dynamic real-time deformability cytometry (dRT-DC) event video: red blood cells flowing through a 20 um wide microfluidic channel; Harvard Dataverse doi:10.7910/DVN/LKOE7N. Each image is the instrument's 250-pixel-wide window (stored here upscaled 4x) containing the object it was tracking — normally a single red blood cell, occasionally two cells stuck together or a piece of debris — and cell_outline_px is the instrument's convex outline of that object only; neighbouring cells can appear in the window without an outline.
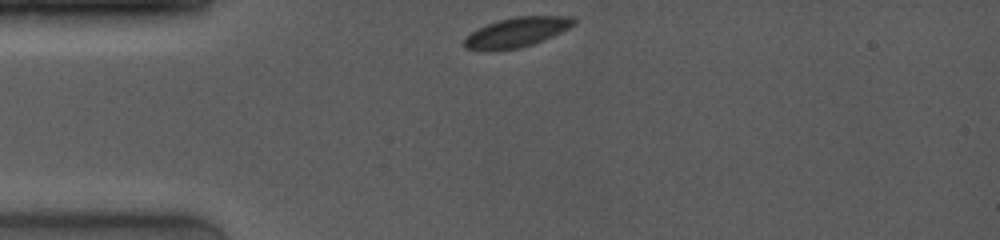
{"species": "common noctule bat (a hibernating species)", "species_latin": "Nyctalus noctula", "temperature_condition": "room temperature", "stored_images_in_passage": 23, "camera_frame_rate_fps": 4000, "um_per_image_px": 0.085, "animal": {"sex": "female", "body_mass_g": 19.0, "forearm_length_mm": 53.3}, "frame": {"image": 1, "passage_image": 1, "time_ms": 0.0, "image_size_px": [1000, 240], "cell_outline_px": [[576, 24], [552, 36], [532, 44], [520, 48], [464, 48], [460, 44], [472, 32], [488, 24], [500, 20], [516, 16], [572, 16], [576, 20]], "centroid_in_image_um": [43.99, 2.7], "position_along_channel_um": 41.0, "area_um2": 18.21}}
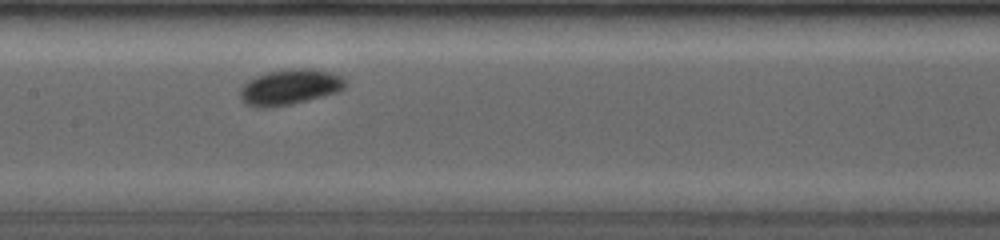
{"frame": {"image": 2, "passage_image": 12, "time_ms": 4.25, "image_size_px": [1000, 240], "cell_outline_px": [[344, 88], [340, 92], [292, 104], [268, 108], [256, 108], [248, 104], [240, 96], [240, 88], [248, 80], [256, 76], [268, 72], [288, 68], [308, 68], [332, 72], [340, 76], [344, 80]], "centroid_in_image_um": [24.63, 7.4], "position_along_channel_um": 182.8, "area_um2": 21.85}}
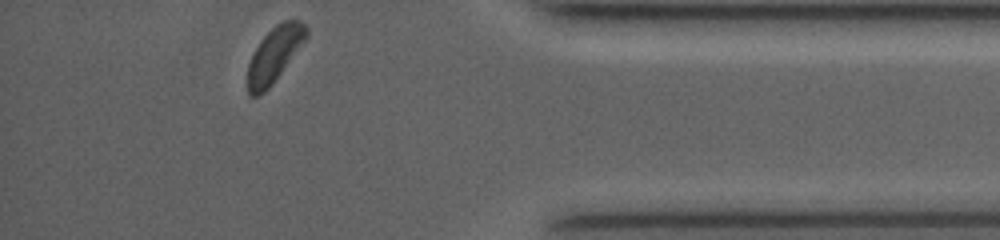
{"frame": {"image": 3, "passage_image": 23, "time_ms": 10.5, "image_size_px": [1000, 240], "cell_outline_px": [[308, 36], [272, 84], [264, 92], [256, 96], [248, 96], [248, 64], [260, 40], [276, 24], [284, 20], [300, 20], [308, 28]], "centroid_in_image_um": [23.33, 4.62], "position_along_channel_um": 411.9, "area_um2": 18.5}, "authors_computed_cell_mechanics": {"area_um2": 20.0566, "velocity_mm_per_s": 3.9375, "shape_relaxation_time_tau1_ms": 3.0984, "shape_relaxation_time_tau2_ms": null, "deformation_change_tau1": 0.0957, "deformation_change_tau2": null}}